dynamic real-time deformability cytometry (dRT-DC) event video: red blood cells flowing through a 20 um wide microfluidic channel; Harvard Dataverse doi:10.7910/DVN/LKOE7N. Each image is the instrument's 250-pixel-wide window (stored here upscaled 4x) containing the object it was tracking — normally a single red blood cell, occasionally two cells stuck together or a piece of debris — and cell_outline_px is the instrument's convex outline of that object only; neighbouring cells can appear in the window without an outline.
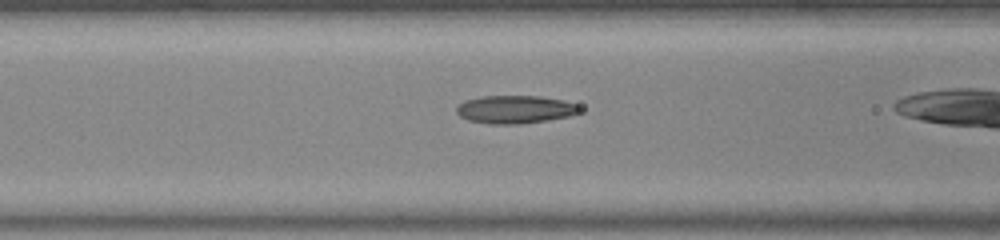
{"species": "common noctule bat (a hibernating species)", "species_latin": "Nyctalus noctula", "temperature_condition": "warm", "stored_images_in_passage": 31, "camera_frame_rate_fps": 3000, "um_per_image_px": 0.085, "animal": {"sex": "female", "body_mass_g": 23.0, "forearm_length_mm": 53.4}, "frame": {"image": 1, "passage_image": 11, "time_ms": 3.333, "image_size_px": [1000, 240], "cell_outline_px": [[584, 108], [580, 112], [568, 116], [548, 120], [516, 124], [492, 124], [468, 120], [460, 116], [456, 112], [456, 108], [464, 100], [480, 96], [540, 96], [564, 100], [576, 104]], "centroid_in_image_um": [43.8, 9.29], "position_along_channel_um": 122.8, "area_um2": 20.17}}
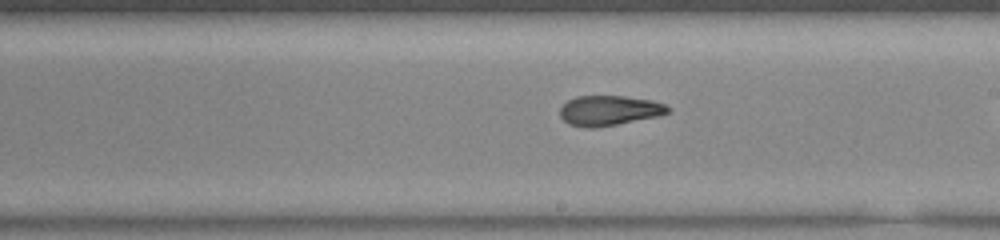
{"frame": {"image": 2, "passage_image": 20, "time_ms": 6.333, "image_size_px": [1000, 240], "cell_outline_px": [[672, 108], [668, 112], [660, 116], [616, 124], [592, 128], [588, 128], [568, 124], [560, 116], [560, 108], [568, 100], [576, 96], [624, 96], [652, 100], [664, 104]], "centroid_in_image_um": [51.79, 9.39], "position_along_channel_um": 237.2, "area_um2": 18.84}}
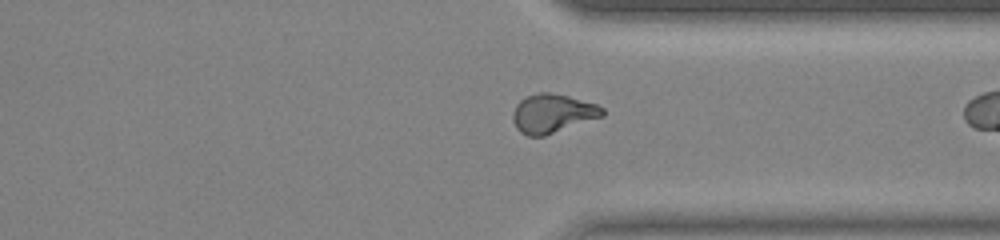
{"frame": {"image": 3, "passage_image": 30, "time_ms": 9.667, "image_size_px": [1000, 240], "cell_outline_px": [[604, 116], [544, 136], [528, 136], [520, 132], [516, 128], [512, 120], [512, 112], [516, 104], [524, 96], [540, 92], [548, 92], [568, 96], [596, 104], [604, 108]], "centroid_in_image_um": [46.93, 9.64], "position_along_channel_um": 364.5, "area_um2": 20.4}}